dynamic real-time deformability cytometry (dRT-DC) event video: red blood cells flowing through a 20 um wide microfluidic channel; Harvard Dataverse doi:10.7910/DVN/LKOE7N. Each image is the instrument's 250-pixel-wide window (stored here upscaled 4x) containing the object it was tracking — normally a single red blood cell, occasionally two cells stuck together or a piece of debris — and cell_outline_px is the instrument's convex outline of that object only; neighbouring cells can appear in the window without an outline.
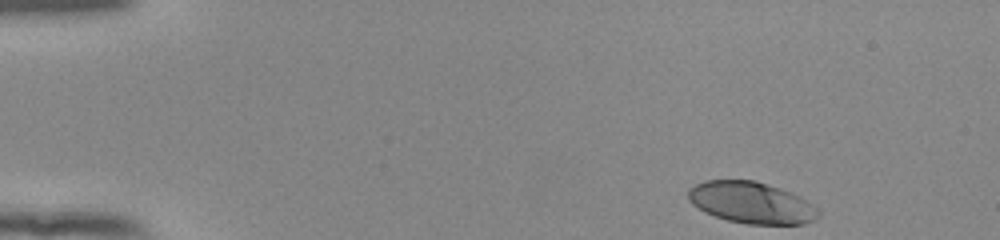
{"species": "human", "species_latin": "Homo sapiens", "temperature_condition": "room temperature", "stored_images_in_passage": 48, "camera_frame_rate_fps": 3000, "um_per_image_px": 0.085, "donor": {"sex": "female"}, "frame": {"image": 1, "passage_image": 1, "time_ms": 0.0, "image_size_px": [1000, 240], "cell_outline_px": [[820, 216], [804, 224], [748, 224], [728, 220], [704, 212], [692, 204], [688, 200], [688, 188], [704, 180], [752, 180], [780, 188], [800, 196], [820, 208]], "centroid_in_image_um": [63.88, 17.23], "position_along_channel_um": 21.1, "area_um2": 31.62}}
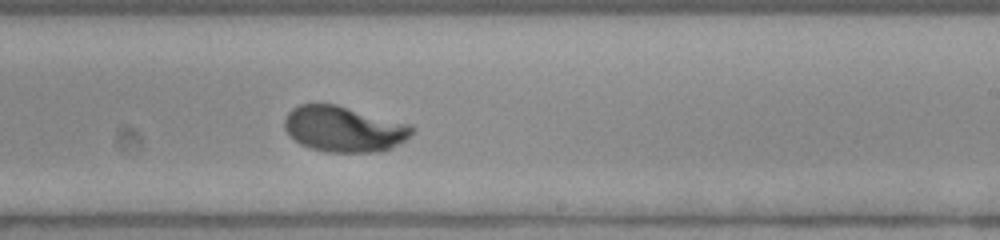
{"frame": {"image": 2, "passage_image": 28, "time_ms": 9.0, "image_size_px": [1000, 240], "cell_outline_px": [[416, 128], [404, 140], [392, 148], [380, 152], [328, 152], [308, 148], [292, 140], [284, 128], [284, 120], [288, 112], [292, 108], [300, 104], [336, 104], [412, 124]], "centroid_in_image_um": [29.22, 10.97], "position_along_channel_um": 259.8, "area_um2": 34.33}}
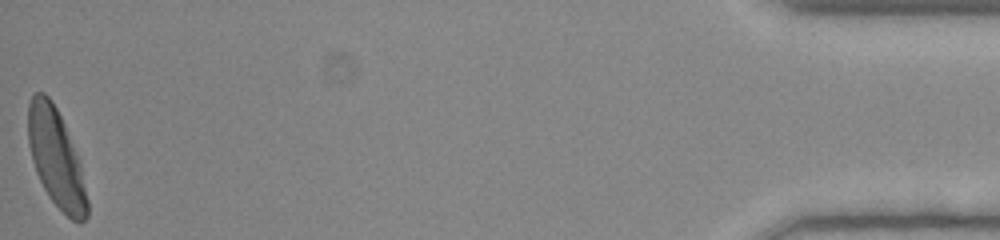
{"frame": {"image": 3, "passage_image": 48, "time_ms": 15.667, "image_size_px": [1000, 240], "cell_outline_px": [[88, 216], [80, 224], [72, 220], [48, 196], [36, 172], [32, 160], [28, 144], [28, 104], [32, 92], [44, 92], [48, 96], [56, 108], [64, 124], [80, 164], [88, 200]], "centroid_in_image_um": [4.75, 13.44], "position_along_channel_um": 430.5, "area_um2": 33.47}, "authors_computed_cell_mechanics": {"area_um2": 33.235, "velocity_mm_per_s": 3.8881, "shape_relaxation_time_tau1_ms": 2.7765, "shape_relaxation_time_tau2_ms": null, "deformation_change_tau1": 0.1731, "deformation_change_tau2": null}}